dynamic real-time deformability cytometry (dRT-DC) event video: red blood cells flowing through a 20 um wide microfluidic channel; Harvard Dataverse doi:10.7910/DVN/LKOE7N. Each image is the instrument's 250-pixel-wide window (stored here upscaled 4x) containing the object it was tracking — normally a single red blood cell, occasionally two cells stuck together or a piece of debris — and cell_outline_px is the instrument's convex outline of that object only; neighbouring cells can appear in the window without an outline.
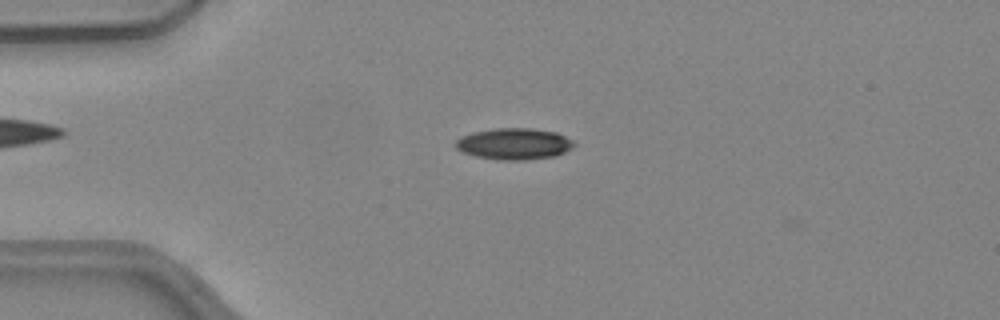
{"species": "common noctule bat (a hibernating species)", "species_latin": "Nyctalus noctula", "temperature_condition": "warm", "stored_images_in_passage": 39, "camera_frame_rate_fps": 3000, "um_per_image_px": 0.085, "animal": {"sex": "female", "body_mass_g": 24.6, "forearm_length_mm": 56.2}, "frame": {"image": 1, "passage_image": 1, "time_ms": 0.0, "image_size_px": [1000, 320], "cell_outline_px": [[576, 144], [572, 148], [556, 156], [524, 160], [500, 160], [476, 156], [460, 152], [456, 148], [456, 140], [460, 136], [472, 132], [496, 128], [528, 128], [556, 132], [572, 140]], "centroid_in_image_um": [43.68, 12.23], "position_along_channel_um": 41.3, "area_um2": 21.73}}
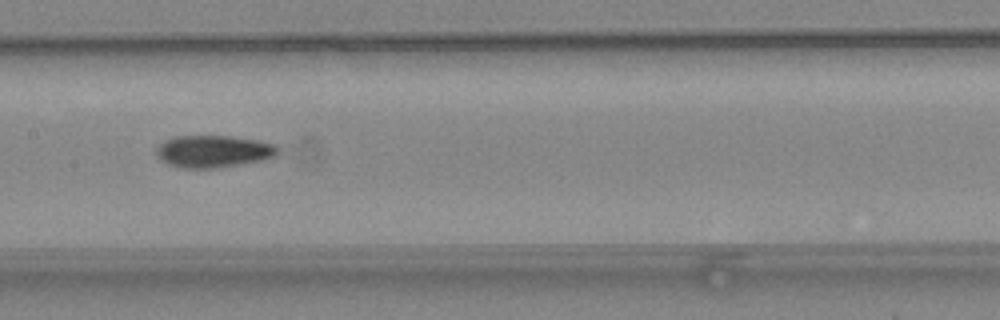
{"frame": {"image": 2, "passage_image": 14, "time_ms": 4.333, "image_size_px": [1000, 320], "cell_outline_px": [[280, 152], [276, 156], [264, 160], [216, 168], [180, 168], [168, 164], [160, 160], [156, 156], [156, 148], [164, 140], [172, 136], [232, 136], [256, 140], [276, 144], [280, 148]], "centroid_in_image_um": [18.15, 12.86], "position_along_channel_um": 189.3, "area_um2": 23.12}}
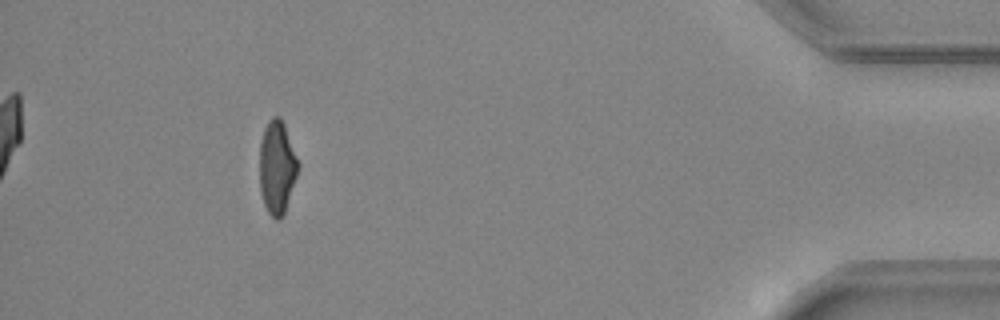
{"frame": {"image": 3, "passage_image": 35, "time_ms": 11.333, "image_size_px": [1000, 320], "cell_outline_px": [[300, 164], [284, 212], [280, 220], [276, 220], [268, 212], [264, 204], [260, 192], [260, 140], [264, 128], [268, 120], [272, 116], [280, 116], [284, 124]], "centroid_in_image_um": [23.53, 14.18], "position_along_channel_um": 411.7, "area_um2": 20.87}, "authors_computed_cell_mechanics": {"area_um2": 22.0796, "velocity_mm_per_s": 4.063, "shape_relaxation_time_tau1_ms": 8.8863, "shape_relaxation_time_tau2_ms": 4.1392, "deformation_change_tau1": 0.2296, "deformation_change_tau2": 0.1169}}